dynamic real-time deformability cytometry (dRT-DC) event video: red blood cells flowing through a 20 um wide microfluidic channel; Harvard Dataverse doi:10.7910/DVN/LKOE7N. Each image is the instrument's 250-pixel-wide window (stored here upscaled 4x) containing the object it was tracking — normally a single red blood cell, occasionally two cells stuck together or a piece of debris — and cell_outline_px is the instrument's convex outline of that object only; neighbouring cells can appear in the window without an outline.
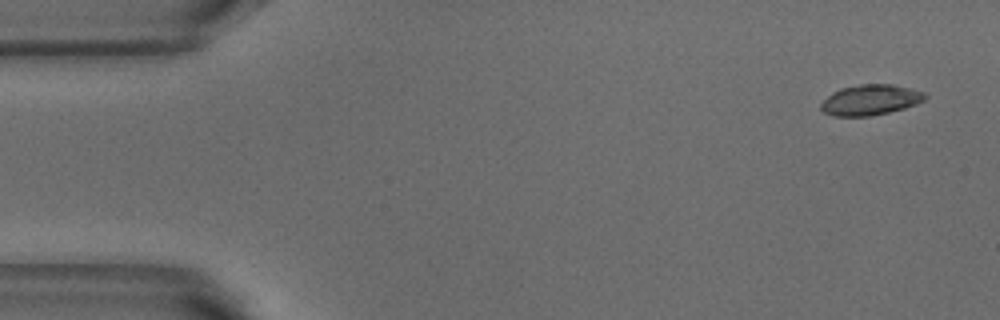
{"species": "common noctule bat (a hibernating species)", "species_latin": "Nyctalus noctula", "temperature_condition": "warm", "stored_images_in_passage": 5, "segment_of_instrument_passage": [1, 2], "camera_frame_rate_fps": 3000, "um_per_image_px": 0.085, "animal": {"sex": "male", "body_mass_g": 18.8}, "frame": {"image": 1, "passage_image": 1, "time_ms": 0.0, "image_size_px": [1000, 320], "cell_outline_px": [[928, 96], [924, 100], [916, 104], [904, 108], [872, 116], [832, 116], [824, 112], [820, 108], [820, 104], [832, 92], [840, 88], [860, 84], [892, 84], [924, 92]], "centroid_in_image_um": [73.97, 8.49], "position_along_channel_um": 11.0, "area_um2": 18.5}}
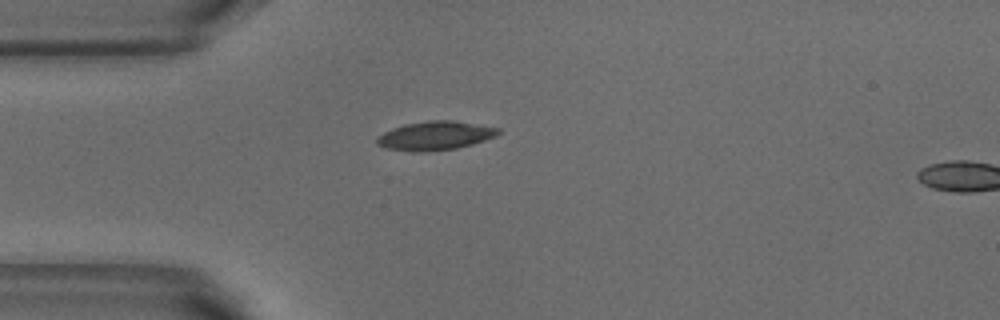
{"frame": {"image": 2, "passage_image": 4, "time_ms": 1.0, "image_size_px": [1000, 320], "cell_outline_px": [[500, 132], [496, 136], [472, 144], [456, 148], [424, 152], [412, 152], [388, 148], [376, 144], [376, 136], [392, 128], [404, 124], [428, 120], [456, 120], [500, 128]], "centroid_in_image_um": [36.97, 11.52], "position_along_channel_um": 48.0, "area_um2": 20.52}}